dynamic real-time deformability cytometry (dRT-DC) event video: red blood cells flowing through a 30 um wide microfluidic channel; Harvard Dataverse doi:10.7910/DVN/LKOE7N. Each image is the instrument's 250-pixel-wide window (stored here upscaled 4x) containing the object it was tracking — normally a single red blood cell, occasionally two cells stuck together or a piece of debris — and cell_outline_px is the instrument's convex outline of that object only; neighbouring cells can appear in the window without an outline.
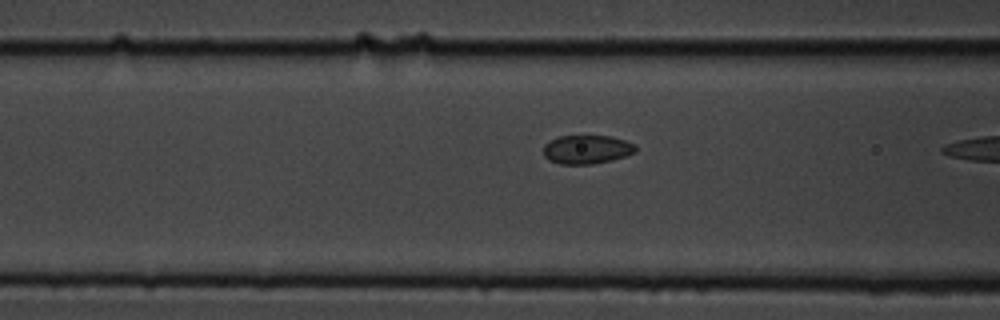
{"species": "common noctule bat (a hibernating species)", "species_latin": "Nyctalus noctula", "temperature_condition": "cold", "stored_images_in_passage": 11, "camera_frame_rate_fps": 3000, "um_per_image_px": 0.085, "animal": {"sex": "male", "body_mass_g": 19.5, "forearm_length_mm": 54.6}, "frame": {"image": 1, "passage_image": 10, "time_ms": 3.0, "image_size_px": [1000, 320], "cell_outline_px": [[636, 152], [612, 160], [592, 164], [560, 164], [548, 160], [544, 156], [544, 144], [560, 136], [612, 136], [636, 144]], "centroid_in_image_um": [49.89, 12.71], "position_along_channel_um": 116.7, "area_um2": 15.43}}